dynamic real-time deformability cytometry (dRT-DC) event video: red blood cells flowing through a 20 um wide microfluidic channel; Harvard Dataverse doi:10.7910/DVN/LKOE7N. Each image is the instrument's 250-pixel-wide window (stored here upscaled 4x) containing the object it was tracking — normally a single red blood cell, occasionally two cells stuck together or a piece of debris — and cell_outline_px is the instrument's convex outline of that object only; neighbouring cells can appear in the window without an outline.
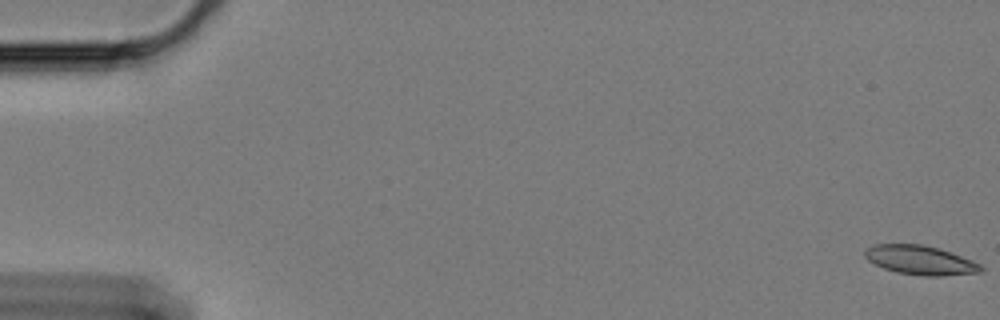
{"species": "Egyptian fruit bat (a non-hibernating species)", "species_latin": "Rousettus aegyptiacus", "temperature_condition": "cold", "stored_images_in_passage": 61, "camera_frame_rate_fps": 3000, "um_per_image_px": 0.085, "animal": {"sex": "female"}, "frame": {"image": 1, "passage_image": 1, "time_ms": 0.0, "image_size_px": [1000, 320], "cell_outline_px": [[984, 268], [980, 272], [940, 276], [924, 276], [896, 272], [884, 268], [868, 260], [864, 256], [864, 252], [868, 248], [876, 244], [924, 244], [940, 248], [972, 260], [980, 264]], "centroid_in_image_um": [78.24, 22.11], "position_along_channel_um": 6.8, "area_um2": 19.65}}
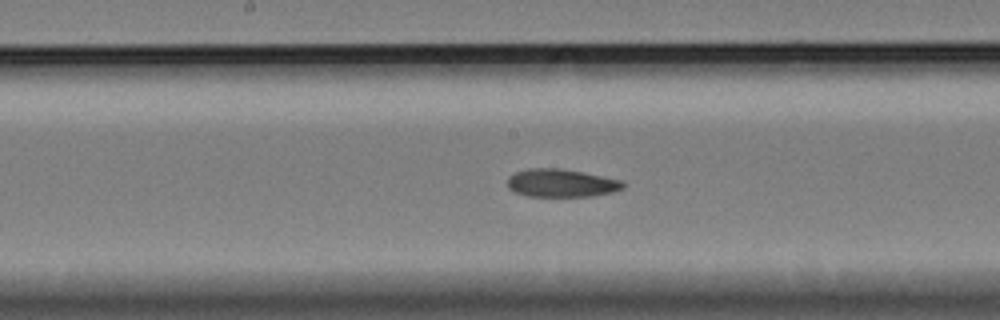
{"frame": {"image": 2, "passage_image": 32, "time_ms": 10.333, "image_size_px": [1000, 320], "cell_outline_px": [[624, 188], [612, 192], [592, 196], [528, 196], [516, 192], [508, 188], [508, 176], [516, 172], [528, 168], [560, 168], [624, 180]], "centroid_in_image_um": [47.72, 15.55], "position_along_channel_um": 200.5, "area_um2": 18.84}}
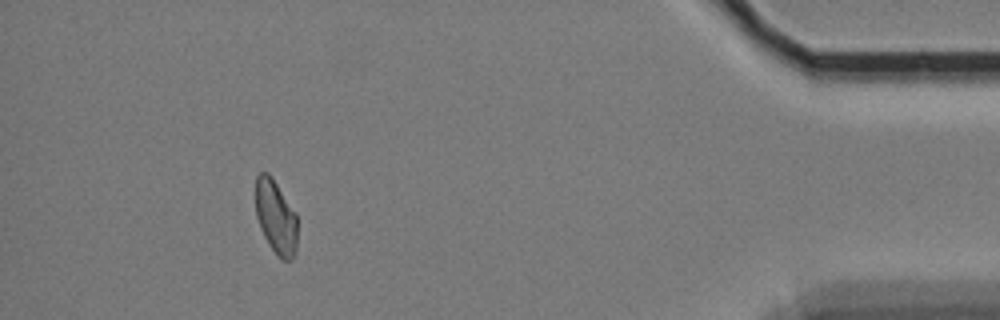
{"frame": {"image": 3, "passage_image": 56, "time_ms": 18.333, "image_size_px": [1000, 320], "cell_outline_px": [[296, 248], [292, 260], [280, 260], [276, 256], [268, 244], [260, 228], [256, 216], [256, 176], [260, 172], [268, 172], [296, 212]], "centroid_in_image_um": [23.43, 18.47], "position_along_channel_um": 411.8, "area_um2": 18.03}, "authors_computed_cell_mechanics": {"area_um2": 19.3052, "velocity_mm_per_s": 3.3278, "shape_relaxation_time_tau1_ms": null, "shape_relaxation_time_tau2_ms": 4.7778, "deformation_change_tau1": null, "deformation_change_tau2": 0.1096}}